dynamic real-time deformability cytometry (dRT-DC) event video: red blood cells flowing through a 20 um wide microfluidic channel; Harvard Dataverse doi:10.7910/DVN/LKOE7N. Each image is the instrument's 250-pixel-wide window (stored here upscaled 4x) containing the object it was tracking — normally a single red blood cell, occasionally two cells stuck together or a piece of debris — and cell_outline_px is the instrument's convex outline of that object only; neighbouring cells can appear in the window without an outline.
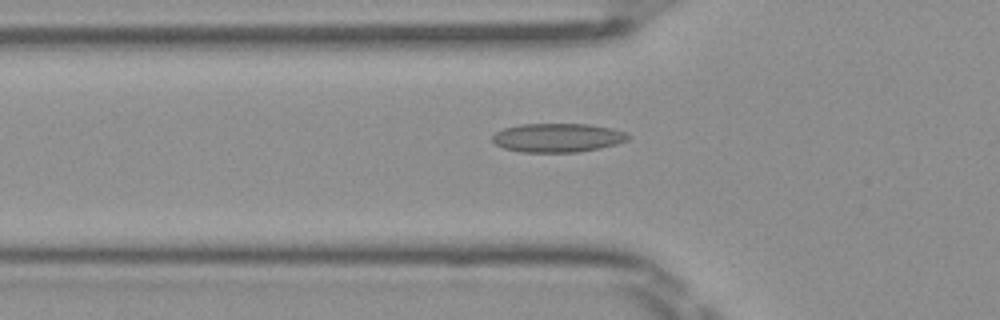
{"species": "Egyptian fruit bat (a non-hibernating species)", "species_latin": "Rousettus aegyptiacus", "temperature_condition": "room temperature", "stored_images_in_passage": 50, "camera_frame_rate_fps": 3000, "um_per_image_px": 0.085, "frame": {"image": 1, "passage_image": 17, "time_ms": 5.333, "image_size_px": [1000, 320], "cell_outline_px": [[632, 136], [628, 140], [616, 144], [600, 148], [576, 152], [520, 152], [504, 148], [496, 144], [492, 140], [492, 136], [496, 132], [504, 128], [520, 124], [588, 124], [612, 128], [624, 132]], "centroid_in_image_um": [47.4, 11.7], "position_along_channel_um": 78.4, "area_um2": 22.83}}
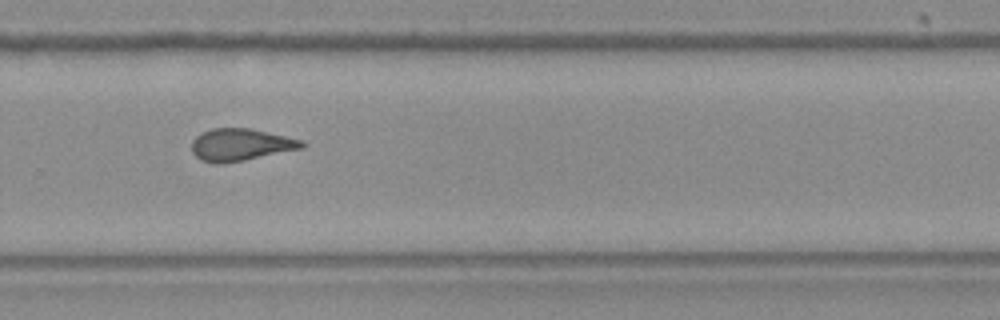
{"frame": {"image": 2, "passage_image": 34, "time_ms": 11.0, "image_size_px": [1000, 320], "cell_outline_px": [[308, 144], [304, 148], [224, 164], [212, 164], [200, 160], [192, 152], [192, 140], [196, 136], [212, 128], [252, 128], [304, 140]], "centroid_in_image_um": [20.48, 12.31], "position_along_channel_um": 309.3, "area_um2": 20.98}}
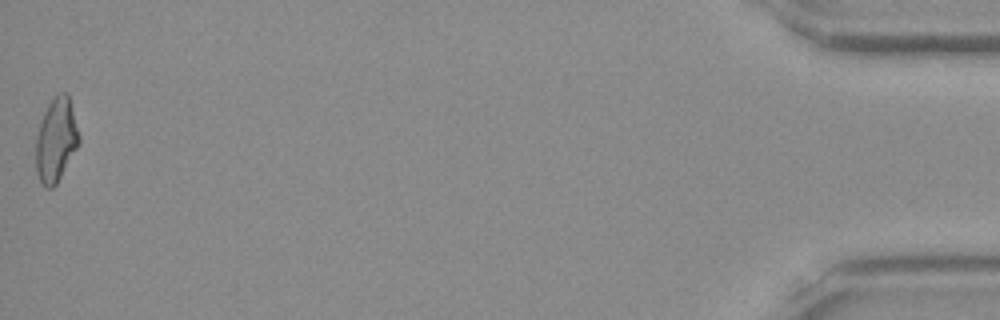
{"frame": {"image": 3, "passage_image": 50, "time_ms": 16.333, "image_size_px": [1000, 320], "cell_outline_px": [[80, 144], [56, 184], [52, 188], [44, 188], [36, 172], [36, 136], [44, 112], [48, 104], [60, 92], [68, 92], [80, 136]], "centroid_in_image_um": [4.78, 11.91], "position_along_channel_um": 430.4, "area_um2": 21.1}, "authors_computed_cell_mechanics": {"area_um2": 21.0103, "velocity_mm_per_s": 4.0618, "shape_relaxation_time_tau1_ms": null, "shape_relaxation_time_tau2_ms": 4.2405, "deformation_change_tau1": null, "deformation_change_tau2": 0.1281}}